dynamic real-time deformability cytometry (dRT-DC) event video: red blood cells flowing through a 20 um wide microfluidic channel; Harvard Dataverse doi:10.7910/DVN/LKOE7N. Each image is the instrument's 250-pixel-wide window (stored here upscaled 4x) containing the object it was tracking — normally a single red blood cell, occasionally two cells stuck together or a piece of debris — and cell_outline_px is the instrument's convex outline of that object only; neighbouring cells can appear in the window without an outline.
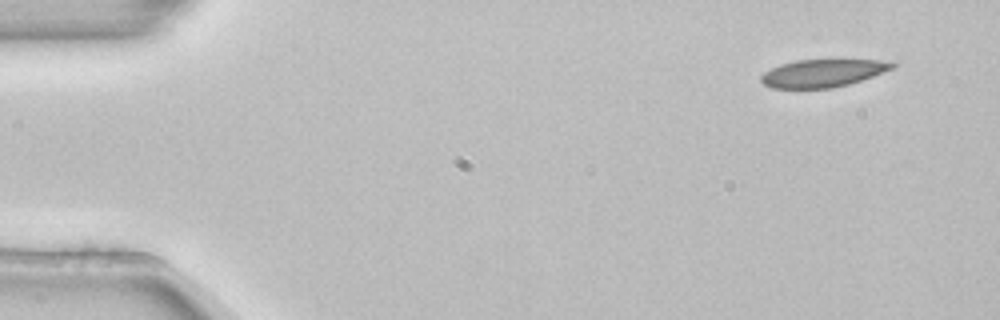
{"species": "common noctule bat (a hibernating species)", "species_latin": "Nyctalus noctula", "temperature_condition": "room temperature", "stored_images_in_passage": 3, "camera_frame_rate_fps": 3000, "um_per_image_px": 0.085, "animal": {"sex": "female", "body_mass_g": 22.7, "forearm_length_mm": 54.2}, "frame": {"image": 1, "passage_image": 1, "time_ms": 0.0, "image_size_px": [1000, 320], "cell_outline_px": [[896, 64], [892, 68], [872, 76], [848, 84], [832, 88], [772, 88], [764, 84], [760, 80], [760, 76], [764, 72], [780, 64], [796, 60], [892, 60]], "centroid_in_image_um": [69.92, 6.21], "position_along_channel_um": 15.1, "area_um2": 21.04}}